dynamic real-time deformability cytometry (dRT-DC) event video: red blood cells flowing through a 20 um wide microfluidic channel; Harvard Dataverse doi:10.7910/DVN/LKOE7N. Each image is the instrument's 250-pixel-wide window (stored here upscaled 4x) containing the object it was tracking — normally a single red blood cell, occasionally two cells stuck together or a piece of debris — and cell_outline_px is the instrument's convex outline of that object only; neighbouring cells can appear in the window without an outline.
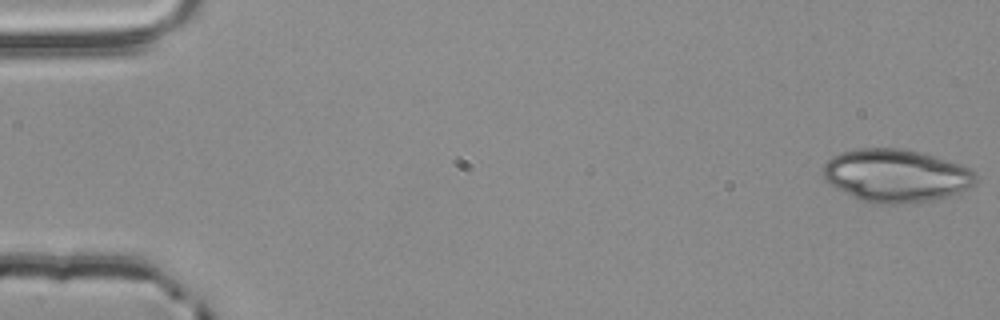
{"species": "common noctule bat (a hibernating species)", "species_latin": "Nyctalus noctula", "temperature_condition": "room temperature", "stored_images_in_passage": 53, "segment_of_instrument_passage": [1, 3], "camera_frame_rate_fps": 3000, "um_per_image_px": 0.085, "animal": {"sex": "male", "body_mass_g": 20.4}, "frame": {"image": 1, "passage_image": 1, "time_ms": 0.0, "image_size_px": [1000, 320], "cell_outline_px": [[980, 176], [976, 184], [960, 192], [928, 200], [896, 204], [876, 204], [860, 200], [828, 184], [824, 180], [820, 172], [824, 164], [832, 156], [840, 152], [856, 148], [904, 148], [920, 152], [960, 164], [968, 168]], "centroid_in_image_um": [76.12, 14.91], "position_along_channel_um": 8.9, "area_um2": 47.34}}